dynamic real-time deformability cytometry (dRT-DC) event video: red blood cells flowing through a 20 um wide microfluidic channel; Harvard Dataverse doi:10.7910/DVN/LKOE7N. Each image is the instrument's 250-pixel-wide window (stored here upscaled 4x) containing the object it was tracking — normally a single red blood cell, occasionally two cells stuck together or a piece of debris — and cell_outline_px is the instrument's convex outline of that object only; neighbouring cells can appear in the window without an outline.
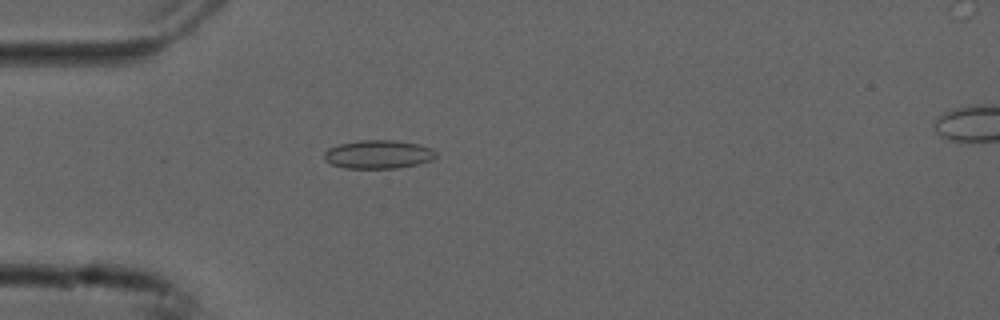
{"species": "common noctule bat (a hibernating species)", "species_latin": "Nyctalus noctula", "temperature_condition": "cold", "stored_images_in_passage": 46, "camera_frame_rate_fps": 3000, "um_per_image_px": 0.085, "animal": {"sex": "male", "forearm_length_mm": 52.5}, "frame": {"image": 1, "passage_image": 7, "time_ms": 2.0, "image_size_px": [1000, 320], "cell_outline_px": [[436, 156], [432, 160], [416, 164], [396, 168], [344, 168], [332, 164], [324, 160], [324, 152], [328, 148], [340, 144], [360, 140], [392, 140], [420, 144], [432, 148], [436, 152]], "centroid_in_image_um": [32.15, 13.12], "position_along_channel_um": 52.8, "area_um2": 18.55}}
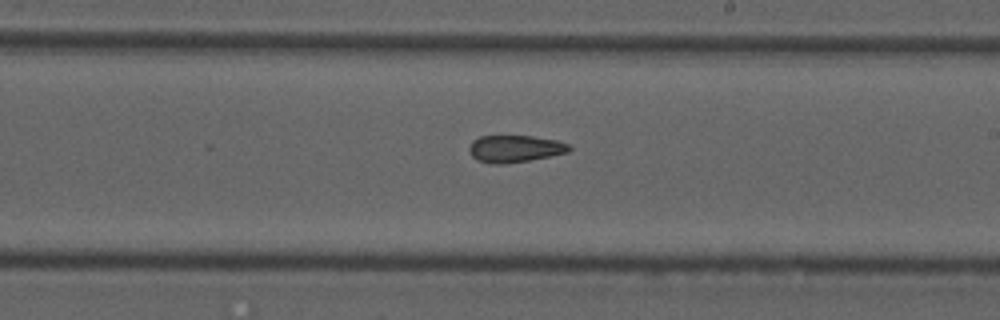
{"frame": {"image": 2, "passage_image": 23, "time_ms": 7.333, "image_size_px": [1000, 320], "cell_outline_px": [[572, 148], [568, 152], [528, 160], [504, 164], [492, 164], [476, 160], [468, 152], [468, 148], [472, 140], [480, 136], [532, 136], [556, 140], [568, 144]], "centroid_in_image_um": [43.71, 12.64], "position_along_channel_um": 245.3, "area_um2": 15.78}}
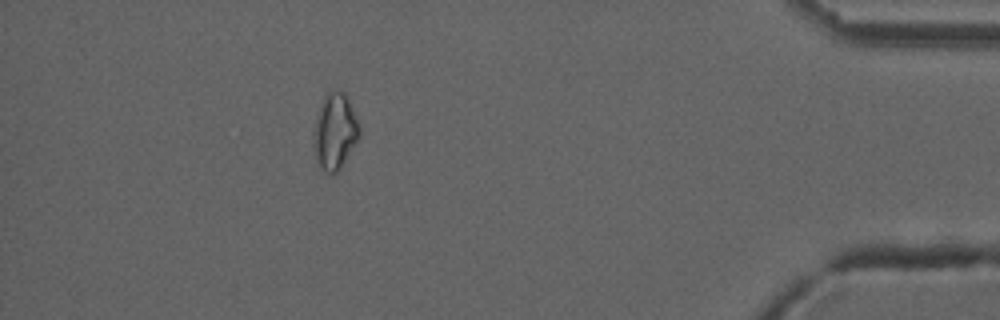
{"frame": {"image": 3, "passage_image": 40, "time_ms": 13.0, "image_size_px": [1000, 320], "cell_outline_px": [[360, 136], [356, 144], [340, 168], [332, 176], [324, 172], [320, 168], [316, 160], [312, 144], [312, 132], [324, 92], [344, 92], [348, 100], [360, 128]], "centroid_in_image_um": [28.42, 11.23], "position_along_channel_um": 406.8, "area_um2": 20.46}, "authors_computed_cell_mechanics": {"area_um2": 17.051, "velocity_mm_per_s": 3.7682, "shape_relaxation_time_tau1_ms": null, "shape_relaxation_time_tau2_ms": 4.0451, "deformation_change_tau1": null, "deformation_change_tau2": 0.1048}}